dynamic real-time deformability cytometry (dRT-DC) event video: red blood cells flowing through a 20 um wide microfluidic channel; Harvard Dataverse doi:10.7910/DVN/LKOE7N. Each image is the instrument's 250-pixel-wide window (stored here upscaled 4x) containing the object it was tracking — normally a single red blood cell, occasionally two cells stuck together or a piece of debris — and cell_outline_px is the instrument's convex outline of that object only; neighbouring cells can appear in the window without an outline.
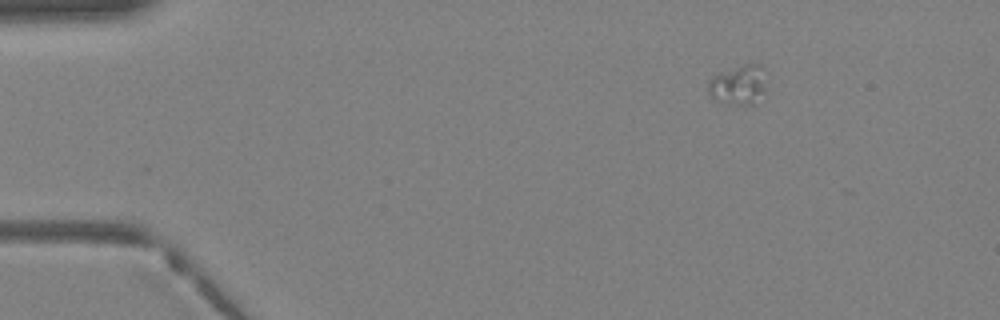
{"species": "Egyptian fruit bat (a non-hibernating species)", "species_latin": "Rousettus aegyptiacus", "temperature_condition": "warm", "stored_images_in_passage": 36, "camera_frame_rate_fps": 3000, "um_per_image_px": 0.085, "animal": {"sex": "female"}, "frame": {"image": 1, "passage_image": 1, "time_ms": 0.0, "image_size_px": [1000, 320], "cell_outline_px": [[764, 92], [756, 104], [720, 104], [712, 100], [708, 92], [708, 80], [712, 76], [744, 64], [760, 64], [764, 68]], "centroid_in_image_um": [62.73, 7.25], "position_along_channel_um": 22.3, "area_um2": 13.64}}
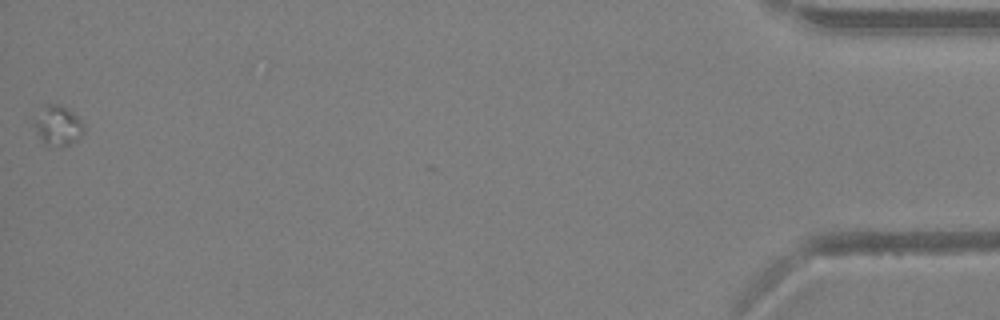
{"frame": {"image": 2, "passage_image": 36, "time_ms": 11.667, "image_size_px": [1000, 320], "cell_outline_px": [[84, 132], [76, 140], [60, 148], [44, 144], [36, 132], [32, 124], [44, 104], [60, 104], [68, 108], [84, 124]], "centroid_in_image_um": [4.9, 10.68], "position_along_channel_um": 430.3, "area_um2": 11.62}}